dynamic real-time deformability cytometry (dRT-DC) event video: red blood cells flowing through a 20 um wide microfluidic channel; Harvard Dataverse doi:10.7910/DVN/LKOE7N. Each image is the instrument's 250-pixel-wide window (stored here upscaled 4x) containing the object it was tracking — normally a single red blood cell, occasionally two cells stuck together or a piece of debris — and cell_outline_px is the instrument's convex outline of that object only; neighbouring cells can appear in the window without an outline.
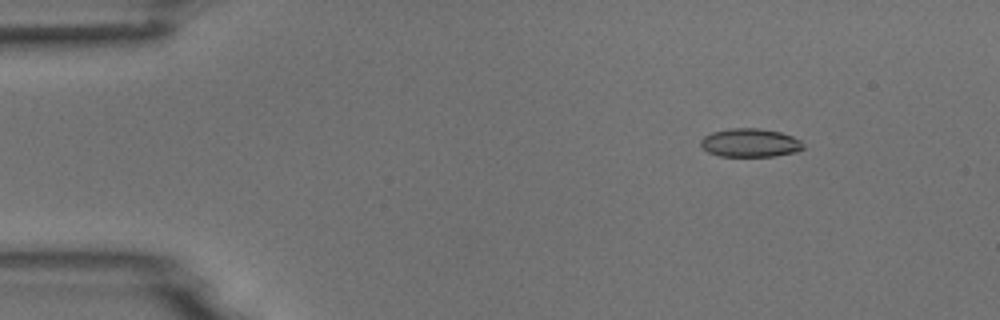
{"species": "common noctule bat (a hibernating species)", "species_latin": "Nyctalus noctula", "temperature_condition": "room temperature", "stored_images_in_passage": 5, "camera_frame_rate_fps": 3000, "um_per_image_px": 0.085, "animal": {"sex": "male", "body_mass_g": 18.8}, "frame": {"image": 1, "passage_image": 2, "time_ms": 1.0, "image_size_px": [1000, 320], "cell_outline_px": [[804, 148], [796, 152], [776, 156], [720, 156], [708, 152], [700, 144], [700, 140], [704, 136], [712, 132], [732, 128], [760, 128], [780, 132], [792, 136], [800, 140], [804, 144]], "centroid_in_image_um": [63.78, 12.14], "position_along_channel_um": 21.2, "area_um2": 17.05}}
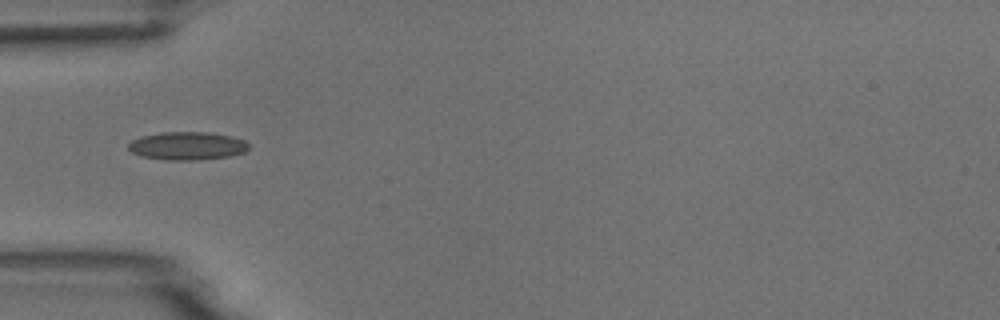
{"frame": {"image": 2, "passage_image": 4, "time_ms": 4.333, "image_size_px": [1000, 320], "cell_outline_px": [[248, 148], [244, 152], [228, 156], [200, 160], [164, 160], [144, 156], [132, 152], [128, 148], [128, 144], [132, 140], [140, 136], [160, 132], [208, 132], [232, 136], [244, 140], [248, 144]], "centroid_in_image_um": [15.9, 12.39], "position_along_channel_um": 69.1, "area_um2": 19.71}}